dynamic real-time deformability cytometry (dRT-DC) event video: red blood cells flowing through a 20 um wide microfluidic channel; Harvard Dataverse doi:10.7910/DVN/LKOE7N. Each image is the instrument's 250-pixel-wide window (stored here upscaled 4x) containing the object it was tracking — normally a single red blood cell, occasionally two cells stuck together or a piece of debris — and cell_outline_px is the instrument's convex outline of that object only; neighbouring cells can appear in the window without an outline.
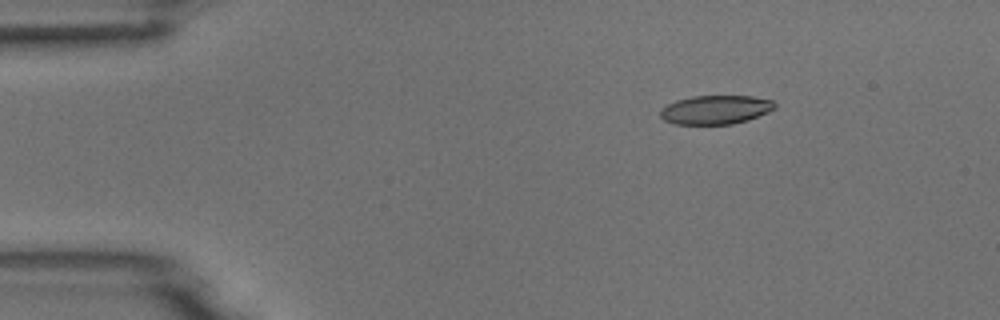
{"species": "common noctule bat (a hibernating species)", "species_latin": "Nyctalus noctula", "temperature_condition": "room temperature", "stored_images_in_passage": 3, "camera_frame_rate_fps": 3000, "um_per_image_px": 0.085, "animal": {"sex": "male", "body_mass_g": 18.8}, "frame": {"image": 1, "passage_image": 1, "time_ms": 0.0, "image_size_px": [1000, 320], "cell_outline_px": [[776, 108], [768, 112], [748, 120], [732, 124], [676, 124], [664, 120], [660, 116], [660, 108], [676, 100], [692, 96], [752, 96], [772, 100], [776, 104]], "centroid_in_image_um": [60.82, 9.32], "position_along_channel_um": 24.2, "area_um2": 19.31}}